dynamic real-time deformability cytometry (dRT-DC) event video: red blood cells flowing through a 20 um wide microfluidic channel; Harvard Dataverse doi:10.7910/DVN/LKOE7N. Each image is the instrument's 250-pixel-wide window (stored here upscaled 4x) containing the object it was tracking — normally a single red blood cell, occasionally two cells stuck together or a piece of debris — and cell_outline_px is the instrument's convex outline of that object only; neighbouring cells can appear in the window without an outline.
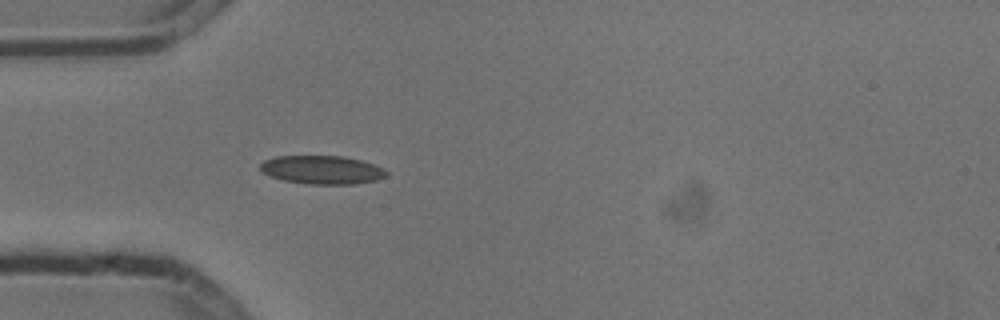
{"species": "common noctule bat (a hibernating species)", "species_latin": "Nyctalus noctula", "temperature_condition": "cold", "stored_images_in_passage": 4, "camera_frame_rate_fps": 3000, "um_per_image_px": 0.085, "animal": {"sex": "male", "body_mass_g": 13.3}, "frame": {"image": 1, "passage_image": 4, "time_ms": 1.0, "image_size_px": [1000, 320], "cell_outline_px": [[388, 176], [376, 180], [356, 184], [308, 184], [284, 180], [272, 176], [264, 172], [260, 168], [260, 164], [264, 160], [276, 156], [344, 156], [360, 160], [384, 168], [388, 172]], "centroid_in_image_um": [27.41, 14.43], "position_along_channel_um": 57.6, "area_um2": 20.87}}